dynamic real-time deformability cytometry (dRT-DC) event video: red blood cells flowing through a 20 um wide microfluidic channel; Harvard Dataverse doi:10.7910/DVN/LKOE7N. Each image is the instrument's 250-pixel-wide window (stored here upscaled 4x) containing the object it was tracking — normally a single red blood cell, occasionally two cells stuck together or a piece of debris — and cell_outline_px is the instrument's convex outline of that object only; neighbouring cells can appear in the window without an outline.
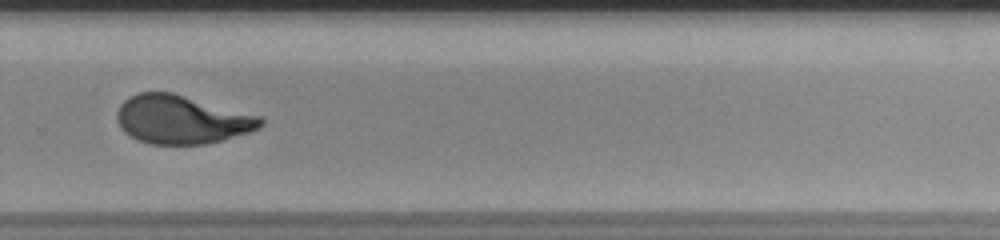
{"species": "human", "species_latin": "Homo sapiens", "temperature_condition": "room temperature", "stored_images_in_passage": 41, "camera_frame_rate_fps": 3000, "um_per_image_px": 0.085, "donor": {"sex": "male"}, "frame": {"image": 1, "passage_image": 30, "time_ms": 9.667, "image_size_px": [1000, 240], "cell_outline_px": [[264, 124], [260, 128], [224, 140], [204, 144], [148, 144], [136, 140], [124, 132], [120, 128], [116, 120], [116, 112], [120, 104], [124, 100], [140, 92], [172, 92], [260, 116], [264, 120]], "centroid_in_image_um": [15.41, 10.17], "position_along_channel_um": 314.4, "area_um2": 40.75}, "authors_computed_cell_mechanics": {"area_um2": 41.3848, "velocity_mm_per_s": 3.8468, "shape_relaxation_time_tau1_ms": 8.8114, "shape_relaxation_time_tau2_ms": null, "deformation_change_tau1": 0.2863, "deformation_change_tau2": null}}